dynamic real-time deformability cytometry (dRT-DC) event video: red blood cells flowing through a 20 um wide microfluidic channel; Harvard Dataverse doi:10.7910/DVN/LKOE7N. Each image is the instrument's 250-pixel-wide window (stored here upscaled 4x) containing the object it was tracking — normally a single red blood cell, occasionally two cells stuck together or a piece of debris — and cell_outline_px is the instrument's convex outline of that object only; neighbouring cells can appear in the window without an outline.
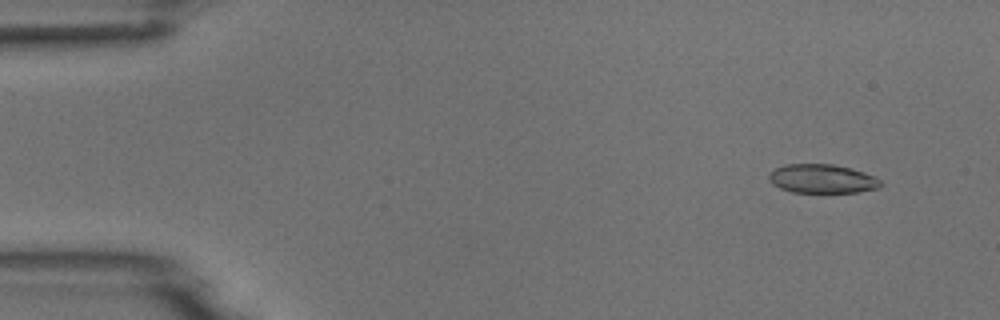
{"species": "common noctule bat (a hibernating species)", "species_latin": "Nyctalus noctula", "temperature_condition": "room temperature", "stored_images_in_passage": 9, "camera_frame_rate_fps": 3000, "um_per_image_px": 0.085, "animal": {"sex": "male", "body_mass_g": 18.8}, "frame": {"image": 1, "passage_image": 2, "time_ms": 1.333, "image_size_px": [1000, 320], "cell_outline_px": [[880, 188], [856, 192], [792, 192], [780, 188], [772, 184], [768, 180], [768, 172], [784, 164], [832, 164], [864, 172], [880, 180]], "centroid_in_image_um": [69.82, 15.19], "position_along_channel_um": 15.2, "area_um2": 18.73}}